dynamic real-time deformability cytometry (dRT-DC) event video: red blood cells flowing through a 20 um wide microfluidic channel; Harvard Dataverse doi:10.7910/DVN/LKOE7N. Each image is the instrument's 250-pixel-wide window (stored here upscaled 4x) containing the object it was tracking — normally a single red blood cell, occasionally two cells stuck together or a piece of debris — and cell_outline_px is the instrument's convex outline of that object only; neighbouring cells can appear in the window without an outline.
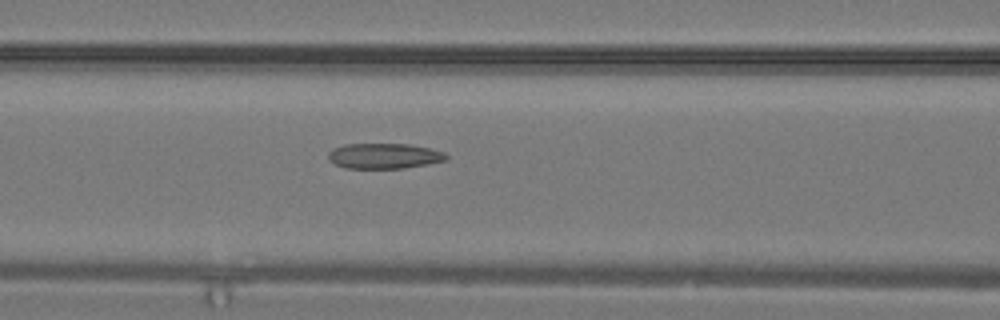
{"species": "common noctule bat (a hibernating species)", "species_latin": "Nyctalus noctula", "temperature_condition": "warm", "stored_images_in_passage": 23, "camera_frame_rate_fps": 3000, "um_per_image_px": 0.085, "animal": {"sex": "male", "body_mass_g": 19.2, "forearm_length_mm": 51.8}, "frame": {"image": 1, "passage_image": 10, "time_ms": 3.0, "image_size_px": [1000, 320], "cell_outline_px": [[448, 160], [428, 164], [404, 168], [344, 168], [328, 160], [328, 152], [344, 144], [408, 144], [428, 148], [444, 152], [448, 156]], "centroid_in_image_um": [32.66, 13.26], "position_along_channel_um": 133.9, "area_um2": 17.4}}
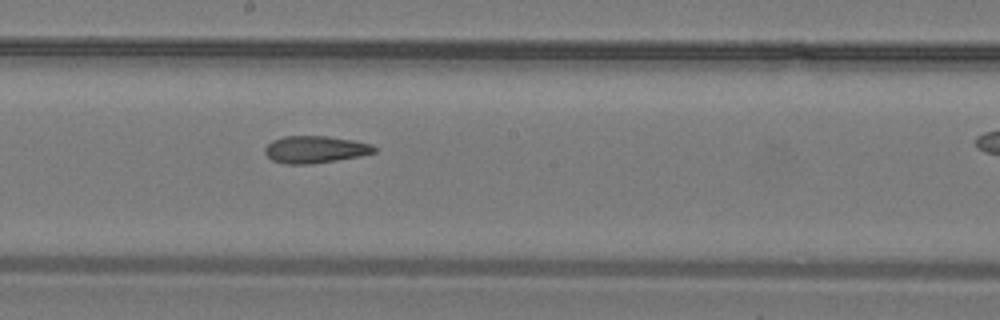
{"frame": {"image": 2, "passage_image": 14, "time_ms": 4.333, "image_size_px": [1000, 320], "cell_outline_px": [[376, 152], [360, 156], [336, 160], [308, 164], [284, 164], [272, 160], [264, 152], [264, 148], [272, 140], [284, 136], [328, 136], [352, 140], [372, 144], [376, 148]], "centroid_in_image_um": [26.77, 12.7], "position_along_channel_um": 221.4, "area_um2": 17.28}}
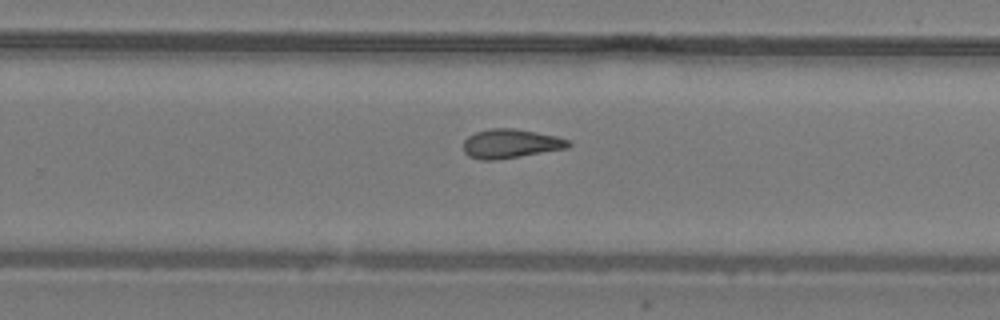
{"frame": {"image": 3, "passage_image": 17, "time_ms": 5.333, "image_size_px": [1000, 320], "cell_outline_px": [[572, 144], [568, 148], [496, 160], [480, 160], [468, 156], [464, 152], [464, 140], [468, 136], [476, 132], [488, 128], [512, 128], [536, 132], [556, 136], [568, 140]], "centroid_in_image_um": [43.38, 12.21], "position_along_channel_um": 286.4, "area_um2": 17.8}}